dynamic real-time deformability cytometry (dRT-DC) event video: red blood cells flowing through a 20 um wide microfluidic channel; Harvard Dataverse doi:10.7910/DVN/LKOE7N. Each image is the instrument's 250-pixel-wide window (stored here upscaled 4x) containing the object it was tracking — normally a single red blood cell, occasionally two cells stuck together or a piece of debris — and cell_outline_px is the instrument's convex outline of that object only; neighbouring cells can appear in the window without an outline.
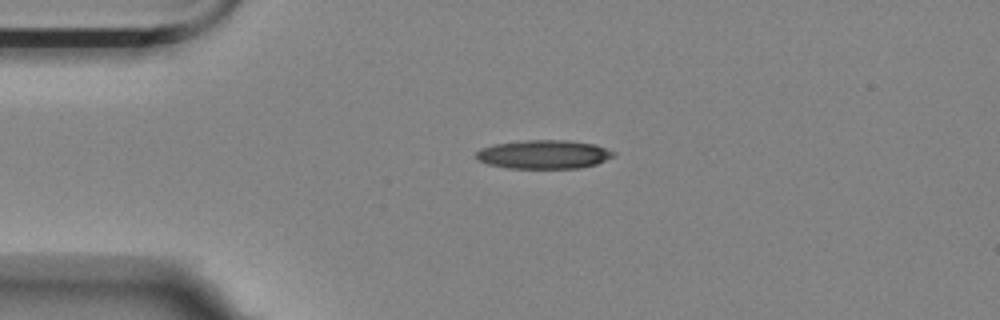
{"species": "Egyptian fruit bat (a non-hibernating species)", "species_latin": "Rousettus aegyptiacus", "temperature_condition": "room temperature", "stored_images_in_passage": 19, "camera_frame_rate_fps": 3000, "um_per_image_px": 0.085, "animal": {"sex": "female"}, "frame": {"image": 1, "passage_image": 1, "time_ms": 0.0, "image_size_px": [1000, 320], "cell_outline_px": [[616, 156], [596, 164], [580, 168], [508, 168], [488, 164], [476, 160], [476, 152], [480, 148], [496, 144], [524, 140], [568, 140], [596, 144], [616, 152]], "centroid_in_image_um": [46.25, 13.12], "position_along_channel_um": 38.8, "area_um2": 23.18}}
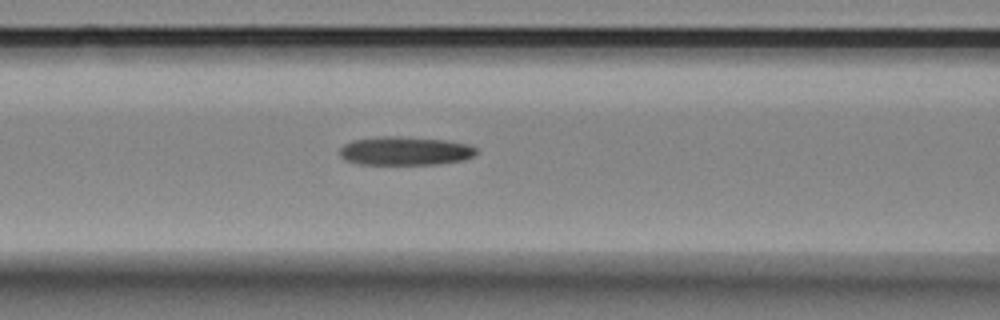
{"frame": {"image": 2, "passage_image": 11, "time_ms": 3.333, "image_size_px": [1000, 320], "cell_outline_px": [[476, 152], [472, 156], [464, 160], [436, 164], [356, 164], [344, 160], [340, 156], [340, 148], [344, 144], [352, 140], [384, 136], [400, 136], [444, 140], [468, 144], [476, 148]], "centroid_in_image_um": [34.39, 12.83], "position_along_channel_um": 132.2, "area_um2": 22.77}}
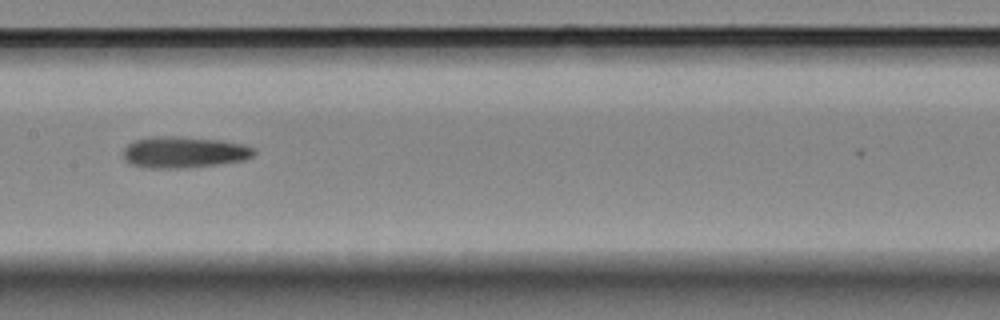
{"frame": {"image": 3, "passage_image": 16, "time_ms": 5.0, "image_size_px": [1000, 320], "cell_outline_px": [[256, 152], [252, 156], [244, 160], [216, 164], [180, 168], [148, 168], [132, 164], [124, 160], [124, 148], [128, 144], [136, 140], [152, 136], [180, 136], [224, 140], [244, 144], [256, 148]], "centroid_in_image_um": [15.66, 12.92], "position_along_channel_um": 191.7, "area_um2": 23.99}}